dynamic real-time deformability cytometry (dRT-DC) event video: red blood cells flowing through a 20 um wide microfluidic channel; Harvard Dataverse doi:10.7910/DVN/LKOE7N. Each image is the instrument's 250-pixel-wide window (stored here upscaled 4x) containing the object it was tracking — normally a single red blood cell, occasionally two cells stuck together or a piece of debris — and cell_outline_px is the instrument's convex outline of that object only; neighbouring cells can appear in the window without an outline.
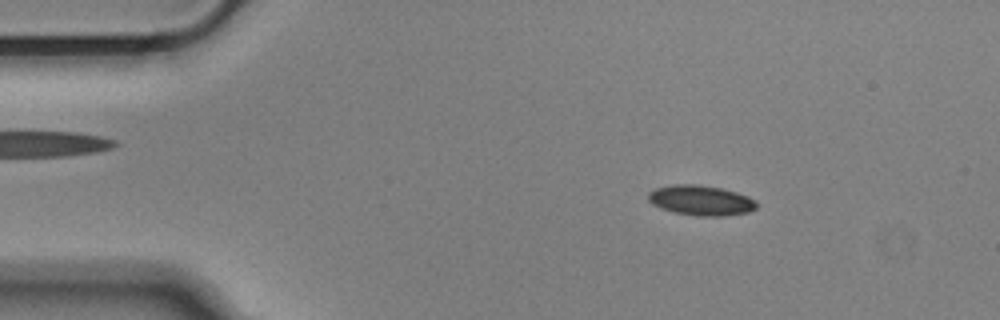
{"species": "Egyptian fruit bat (a non-hibernating species)", "species_latin": "Rousettus aegyptiacus", "temperature_condition": "cold", "stored_images_in_passage": 54, "camera_frame_rate_fps": 3000, "um_per_image_px": 0.085, "animal": {"sex": "male"}, "frame": {"image": 1, "passage_image": 8, "time_ms": 2.333, "image_size_px": [1000, 320], "cell_outline_px": [[756, 208], [748, 212], [724, 216], [696, 216], [676, 212], [660, 208], [652, 204], [648, 200], [648, 192], [656, 188], [676, 184], [696, 184], [720, 188], [736, 192], [748, 196], [756, 200]], "centroid_in_image_um": [59.57, 17.03], "position_along_channel_um": 25.4, "area_um2": 18.96}}
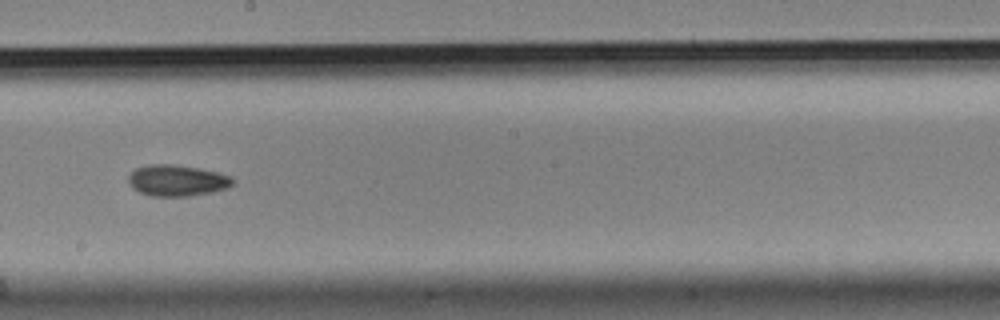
{"frame": {"image": 2, "passage_image": 30, "time_ms": 9.667, "image_size_px": [1000, 320], "cell_outline_px": [[236, 184], [228, 188], [212, 192], [188, 196], [152, 196], [140, 192], [132, 188], [128, 180], [128, 176], [136, 168], [148, 164], [172, 164], [200, 168], [220, 172], [232, 176], [236, 180]], "centroid_in_image_um": [15.12, 15.33], "position_along_channel_um": 233.1, "area_um2": 19.31}}
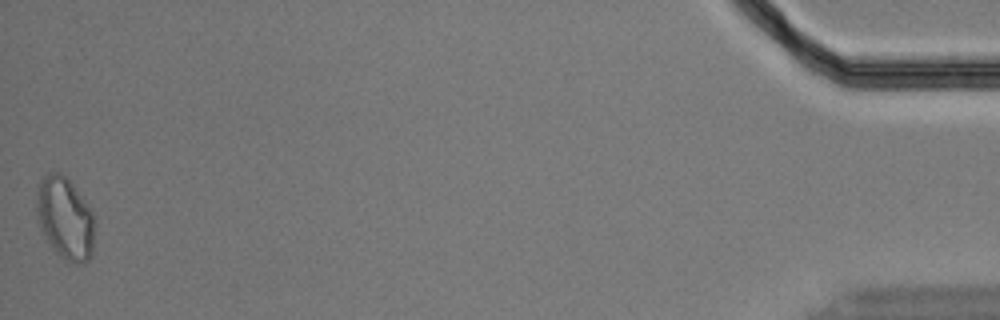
{"frame": {"image": 3, "passage_image": 54, "time_ms": 17.667, "image_size_px": [1000, 320], "cell_outline_px": [[92, 252], [88, 260], [84, 264], [76, 264], [60, 260], [44, 236], [36, 212], [36, 192], [44, 176], [48, 172], [60, 172], [72, 184], [92, 212]], "centroid_in_image_um": [5.49, 18.6], "position_along_channel_um": 429.7, "area_um2": 27.51}, "authors_computed_cell_mechanics": {"area_um2": 18.7272, "velocity_mm_per_s": 3.6609, "shape_relaxation_time_tau1_ms": 9.4718, "shape_relaxation_time_tau2_ms": 10.2519, "deformation_change_tau1": 0.1056, "deformation_change_tau2": 0.1407}}